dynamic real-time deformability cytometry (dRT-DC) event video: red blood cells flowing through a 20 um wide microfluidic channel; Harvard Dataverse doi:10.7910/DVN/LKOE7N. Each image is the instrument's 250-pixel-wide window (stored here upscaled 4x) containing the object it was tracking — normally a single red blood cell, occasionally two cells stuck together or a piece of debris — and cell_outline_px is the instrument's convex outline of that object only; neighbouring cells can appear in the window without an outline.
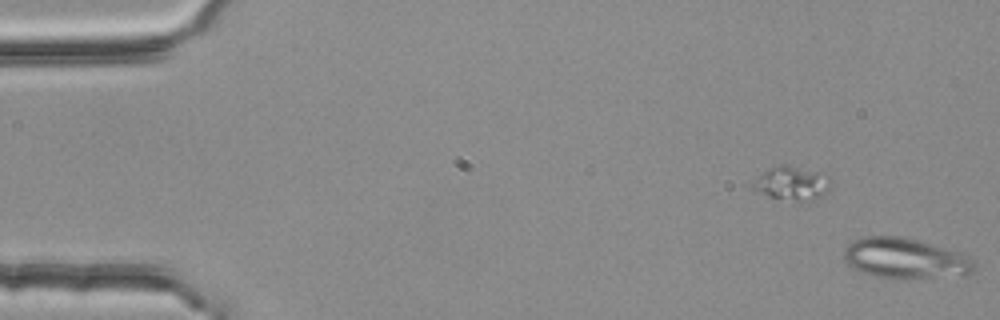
{"species": "common noctule bat (a hibernating species)", "species_latin": "Nyctalus noctula", "temperature_condition": "room temperature", "stored_images_in_passage": 4, "camera_frame_rate_fps": 3000, "um_per_image_px": 0.085, "animal": {"sex": "female", "body_mass_g": 25.1}, "frame": {"image": 1, "passage_image": 1, "time_ms": 0.0, "image_size_px": [1000, 320], "cell_outline_px": [[976, 264], [972, 272], [964, 276], [876, 276], [852, 268], [844, 260], [844, 248], [852, 240], [864, 236], [900, 236], [916, 240], [956, 252], [968, 256], [976, 260]], "centroid_in_image_um": [76.91, 21.92], "position_along_channel_um": 8.1, "area_um2": 29.82}}